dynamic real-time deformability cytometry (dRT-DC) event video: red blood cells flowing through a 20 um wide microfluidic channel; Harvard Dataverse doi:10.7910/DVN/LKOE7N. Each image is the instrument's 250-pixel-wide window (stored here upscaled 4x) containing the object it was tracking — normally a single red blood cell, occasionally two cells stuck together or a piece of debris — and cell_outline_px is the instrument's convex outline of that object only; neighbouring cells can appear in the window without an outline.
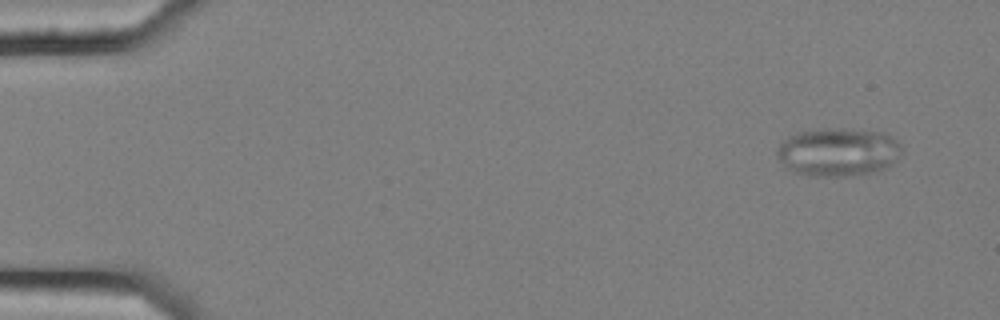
{"species": "common noctule bat (a hibernating species)", "species_latin": "Nyctalus noctula", "temperature_condition": "cold", "stored_images_in_passage": 6, "camera_frame_rate_fps": 3000, "um_per_image_px": 0.085, "animal": {"sex": "female", "body_mass_g": 25.1}, "frame": {"image": 1, "passage_image": 1, "time_ms": 0.0, "image_size_px": [1000, 320], "cell_outline_px": [[904, 152], [888, 168], [880, 172], [844, 176], [808, 176], [784, 168], [776, 156], [776, 152], [780, 144], [788, 136], [800, 132], [828, 128], [844, 128], [884, 132], [896, 140], [900, 144]], "centroid_in_image_um": [71.27, 12.94], "position_along_channel_um": 13.7, "area_um2": 35.72}}